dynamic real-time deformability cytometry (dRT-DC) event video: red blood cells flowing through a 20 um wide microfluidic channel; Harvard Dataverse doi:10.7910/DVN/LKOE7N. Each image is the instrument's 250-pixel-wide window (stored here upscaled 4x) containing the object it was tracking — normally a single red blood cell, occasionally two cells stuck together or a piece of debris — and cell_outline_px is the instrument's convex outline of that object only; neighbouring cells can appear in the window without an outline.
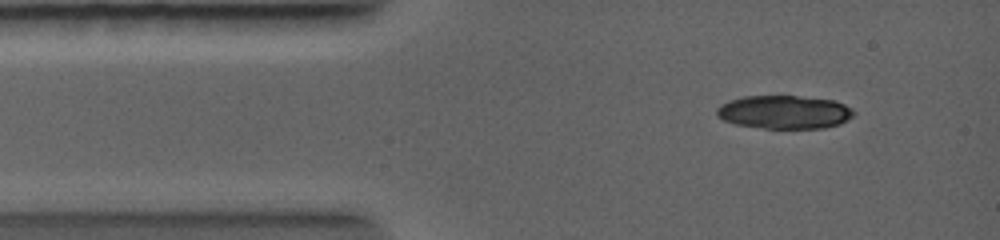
{"species": "common noctule bat (a hibernating species)", "species_latin": "Nyctalus noctula", "temperature_condition": "warm", "stored_images_in_passage": 6, "camera_frame_rate_fps": 5000, "um_per_image_px": 0.085, "animal": {"sex": "female", "body_mass_g": 19.0, "forearm_length_mm": 56.7}, "frame": {"image": 1, "passage_image": 3, "time_ms": 0.8, "image_size_px": [1000, 240], "cell_outline_px": [[852, 116], [840, 124], [824, 128], [764, 128], [736, 124], [724, 120], [716, 116], [716, 108], [720, 104], [728, 100], [744, 96], [796, 96], [836, 100], [852, 108]], "centroid_in_image_um": [66.64, 9.52], "position_along_channel_um": 18.4, "area_um2": 26.65}}